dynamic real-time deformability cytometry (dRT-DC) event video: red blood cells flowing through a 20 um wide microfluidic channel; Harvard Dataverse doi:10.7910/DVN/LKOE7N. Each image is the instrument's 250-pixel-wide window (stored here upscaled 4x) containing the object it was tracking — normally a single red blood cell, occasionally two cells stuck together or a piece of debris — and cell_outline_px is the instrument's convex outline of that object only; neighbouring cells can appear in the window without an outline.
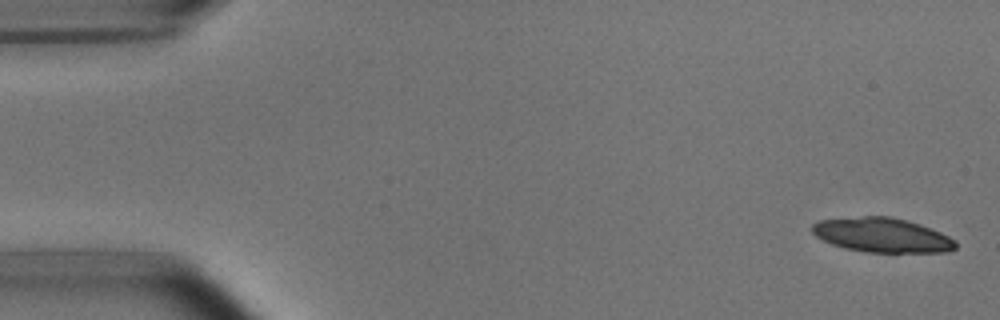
{"species": "common noctule bat (a hibernating species)", "species_latin": "Nyctalus noctula", "temperature_condition": "room temperature", "stored_images_in_passage": 5, "camera_frame_rate_fps": 3000, "um_per_image_px": 0.085, "animal": {"sex": "male", "body_mass_g": 15.6}, "frame": {"image": 1, "passage_image": 1, "time_ms": 0.0, "image_size_px": [1000, 320], "cell_outline_px": [[956, 248], [948, 252], [864, 252], [844, 248], [832, 244], [816, 236], [812, 232], [812, 224], [820, 220], [864, 216], [892, 216], [908, 220], [920, 224], [940, 232], [956, 240]], "centroid_in_image_um": [74.99, 19.98], "position_along_channel_um": 10.0, "area_um2": 28.84}}
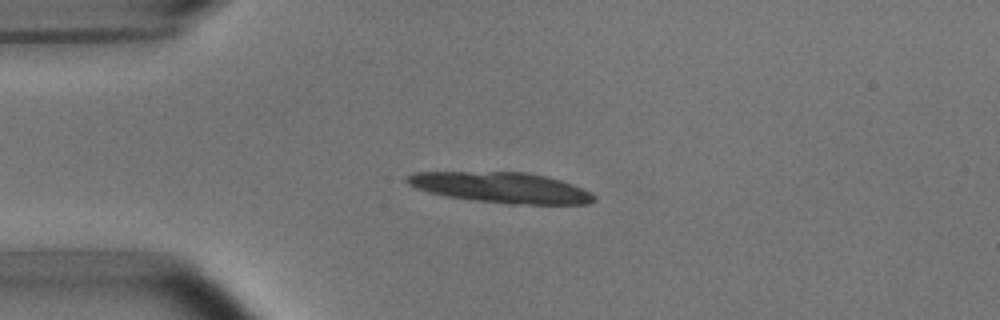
{"frame": {"image": 2, "passage_image": 4, "time_ms": 3.667, "image_size_px": [1000, 320], "cell_outline_px": [[596, 200], [588, 204], [508, 204], [472, 200], [448, 196], [428, 192], [416, 188], [408, 184], [404, 180], [404, 176], [412, 172], [524, 172], [544, 176], [560, 180], [572, 184], [592, 192], [596, 196]], "centroid_in_image_um": [42.58, 15.94], "position_along_channel_um": 42.4, "area_um2": 33.47}}